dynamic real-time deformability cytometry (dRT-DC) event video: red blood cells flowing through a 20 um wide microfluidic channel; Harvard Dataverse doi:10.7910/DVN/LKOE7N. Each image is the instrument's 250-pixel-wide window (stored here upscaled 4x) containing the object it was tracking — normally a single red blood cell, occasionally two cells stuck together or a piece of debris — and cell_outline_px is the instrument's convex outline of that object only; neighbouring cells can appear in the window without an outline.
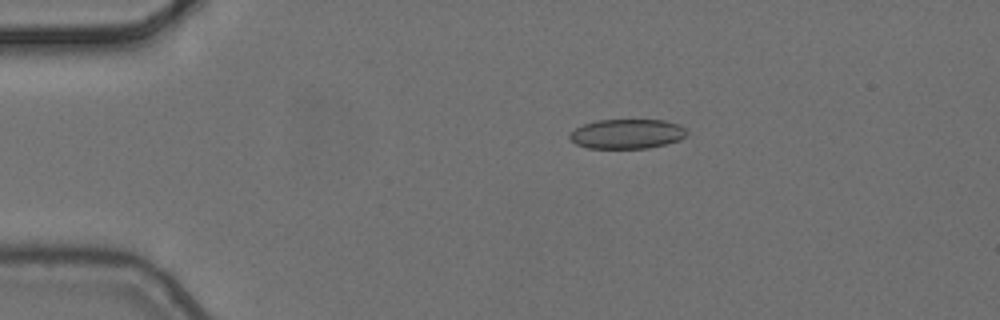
{"species": "common noctule bat (a hibernating species)", "species_latin": "Nyctalus noctula", "temperature_condition": "cold", "stored_images_in_passage": 5, "camera_frame_rate_fps": 3000, "um_per_image_px": 0.085, "animal": {"sex": "female", "body_mass_g": 24.6, "forearm_length_mm": 56.2}, "frame": {"image": 1, "passage_image": 3, "time_ms": 0.667, "image_size_px": [1000, 320], "cell_outline_px": [[688, 132], [680, 140], [648, 148], [588, 148], [576, 144], [568, 136], [576, 128], [584, 124], [596, 120], [664, 120], [680, 124]], "centroid_in_image_um": [53.31, 11.37], "position_along_channel_um": 31.7, "area_um2": 20.11}}